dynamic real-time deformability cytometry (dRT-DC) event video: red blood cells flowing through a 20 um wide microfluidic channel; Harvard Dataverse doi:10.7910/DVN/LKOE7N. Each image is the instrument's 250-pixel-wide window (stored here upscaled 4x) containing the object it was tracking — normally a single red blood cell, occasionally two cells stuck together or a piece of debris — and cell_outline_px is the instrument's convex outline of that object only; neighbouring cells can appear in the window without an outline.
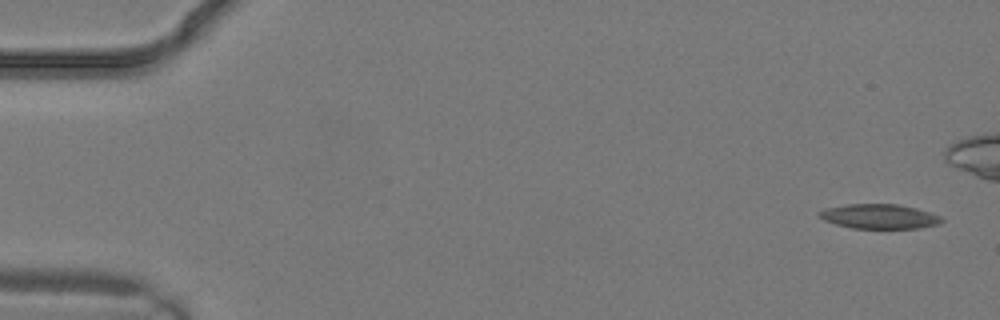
{"species": "common noctule bat (a hibernating species)", "species_latin": "Nyctalus noctula", "temperature_condition": "warm", "stored_images_in_passage": 4, "camera_frame_rate_fps": 3000, "um_per_image_px": 0.085, "animal": {"sex": "male", "body_mass_g": 19.2, "forearm_length_mm": 51.8}, "frame": {"image": 1, "passage_image": 1, "time_ms": 0.0, "image_size_px": [1000, 320], "cell_outline_px": [[944, 220], [940, 224], [920, 228], [852, 228], [836, 224], [824, 220], [820, 216], [820, 212], [824, 208], [848, 204], [896, 204], [916, 208], [940, 216]], "centroid_in_image_um": [74.76, 18.4], "position_along_channel_um": 10.2, "area_um2": 17.4}}